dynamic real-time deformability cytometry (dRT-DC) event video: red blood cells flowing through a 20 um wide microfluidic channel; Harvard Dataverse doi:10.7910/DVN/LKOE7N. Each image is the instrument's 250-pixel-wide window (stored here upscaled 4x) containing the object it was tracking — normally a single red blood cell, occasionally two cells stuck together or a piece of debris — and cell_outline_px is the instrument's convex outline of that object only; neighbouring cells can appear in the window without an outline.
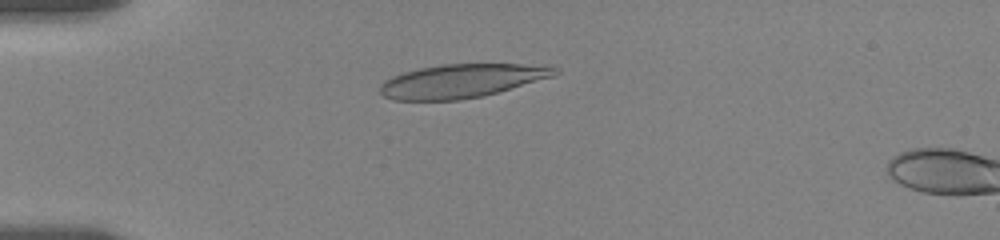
{"species": "human", "species_latin": "Homo sapiens", "temperature_condition": "room temperature", "stored_images_in_passage": 5, "camera_frame_rate_fps": 3000, "um_per_image_px": 0.085, "donor": {"sex": "female"}, "frame": {"image": 1, "passage_image": 3, "time_ms": 0.667, "image_size_px": [1000, 240], "cell_outline_px": [[560, 72], [552, 76], [484, 96], [460, 100], [392, 100], [384, 96], [380, 92], [380, 84], [384, 80], [392, 76], [404, 72], [420, 68], [444, 64], [552, 64], [560, 68]], "centroid_in_image_um": [39.28, 6.87], "position_along_channel_um": 45.7, "area_um2": 34.45}}